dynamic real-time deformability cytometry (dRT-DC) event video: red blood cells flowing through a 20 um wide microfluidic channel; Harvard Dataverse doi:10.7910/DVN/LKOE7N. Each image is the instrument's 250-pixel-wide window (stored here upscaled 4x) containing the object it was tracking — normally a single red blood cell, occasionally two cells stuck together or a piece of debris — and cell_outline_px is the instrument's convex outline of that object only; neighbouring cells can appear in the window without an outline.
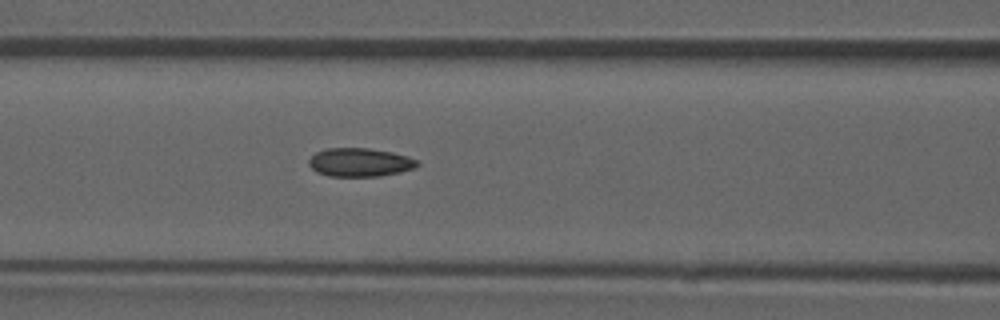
{"species": "common noctule bat (a hibernating species)", "species_latin": "Nyctalus noctula", "temperature_condition": "room temperature", "stored_images_in_passage": 47, "camera_frame_rate_fps": 3000, "um_per_image_px": 0.085, "animal": {"sex": "male", "forearm_length_mm": 52.5}, "frame": {"image": 1, "passage_image": 21, "time_ms": 6.667, "image_size_px": [1000, 320], "cell_outline_px": [[420, 164], [416, 168], [400, 172], [380, 176], [328, 176], [316, 172], [308, 164], [308, 160], [316, 152], [328, 148], [368, 148], [392, 152], [408, 156], [416, 160]], "centroid_in_image_um": [30.59, 13.8], "position_along_channel_um": 136.0, "area_um2": 18.09}, "authors_computed_cell_mechanics": {"area_um2": 18.0914, "velocity_mm_per_s": 3.9094, "shape_relaxation_time_tau1_ms": null, "shape_relaxation_time_tau2_ms": 2.9402, "deformation_change_tau1": null, "deformation_change_tau2": 0.0801}}